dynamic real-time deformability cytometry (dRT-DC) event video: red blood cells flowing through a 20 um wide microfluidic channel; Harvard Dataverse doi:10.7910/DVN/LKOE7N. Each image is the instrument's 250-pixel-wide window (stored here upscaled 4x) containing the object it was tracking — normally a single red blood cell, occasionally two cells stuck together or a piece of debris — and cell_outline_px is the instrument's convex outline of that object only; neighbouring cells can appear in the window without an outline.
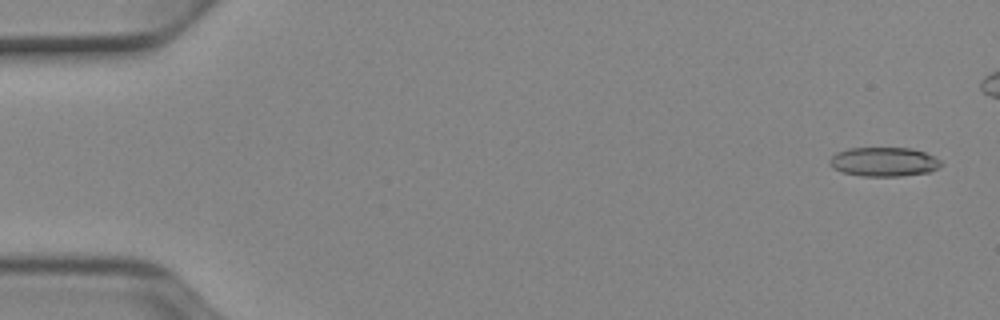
{"species": "Egyptian fruit bat (a non-hibernating species)", "species_latin": "Rousettus aegyptiacus", "temperature_condition": "cold", "stored_images_in_passage": 46, "camera_frame_rate_fps": 3000, "um_per_image_px": 0.085, "animal": {"sex": "female"}, "frame": {"image": 1, "passage_image": 2, "time_ms": 0.333, "image_size_px": [1000, 320], "cell_outline_px": [[944, 164], [932, 172], [900, 176], [864, 176], [844, 172], [832, 168], [828, 164], [828, 160], [836, 152], [848, 148], [912, 148], [924, 152], [940, 160]], "centroid_in_image_um": [75.13, 13.75], "position_along_channel_um": 9.9, "area_um2": 19.07}}
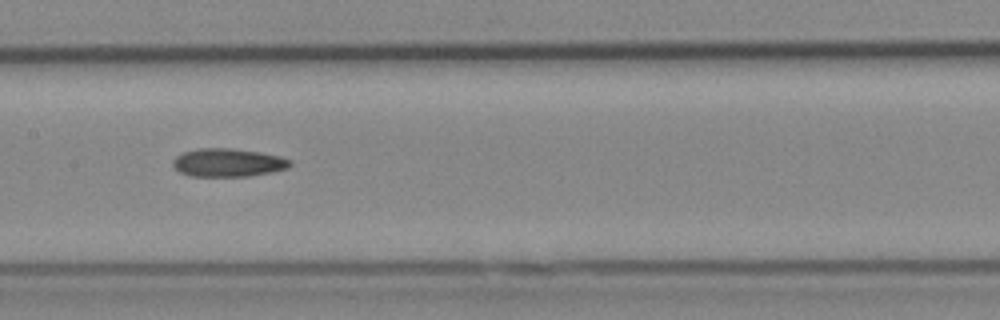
{"frame": {"image": 2, "passage_image": 26, "time_ms": 8.333, "image_size_px": [1000, 320], "cell_outline_px": [[292, 164], [288, 168], [272, 172], [248, 176], [188, 176], [180, 172], [172, 164], [172, 160], [176, 156], [184, 152], [200, 148], [232, 148], [260, 152], [280, 156], [292, 160]], "centroid_in_image_um": [19.4, 13.82], "position_along_channel_um": 188.0, "area_um2": 19.36}}
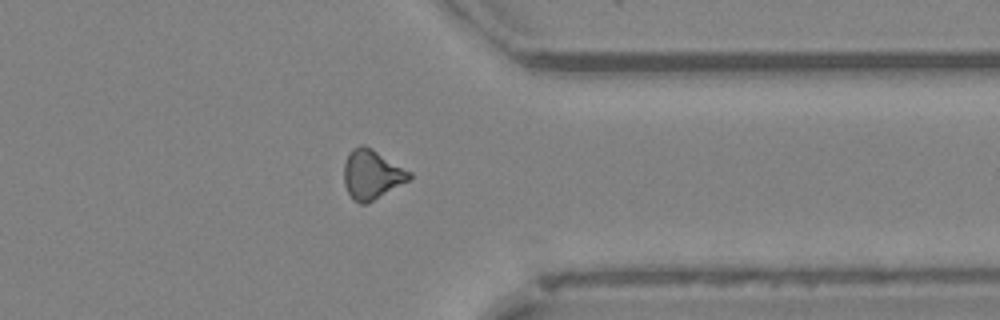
{"frame": {"image": 3, "passage_image": 41, "time_ms": 13.333, "image_size_px": [1000, 320], "cell_outline_px": [[412, 176], [408, 180], [368, 204], [360, 204], [352, 200], [344, 184], [344, 164], [348, 152], [352, 148], [360, 144], [364, 144], [372, 148], [412, 172]], "centroid_in_image_um": [31.58, 14.82], "position_along_channel_um": 379.8, "area_um2": 19.02}}